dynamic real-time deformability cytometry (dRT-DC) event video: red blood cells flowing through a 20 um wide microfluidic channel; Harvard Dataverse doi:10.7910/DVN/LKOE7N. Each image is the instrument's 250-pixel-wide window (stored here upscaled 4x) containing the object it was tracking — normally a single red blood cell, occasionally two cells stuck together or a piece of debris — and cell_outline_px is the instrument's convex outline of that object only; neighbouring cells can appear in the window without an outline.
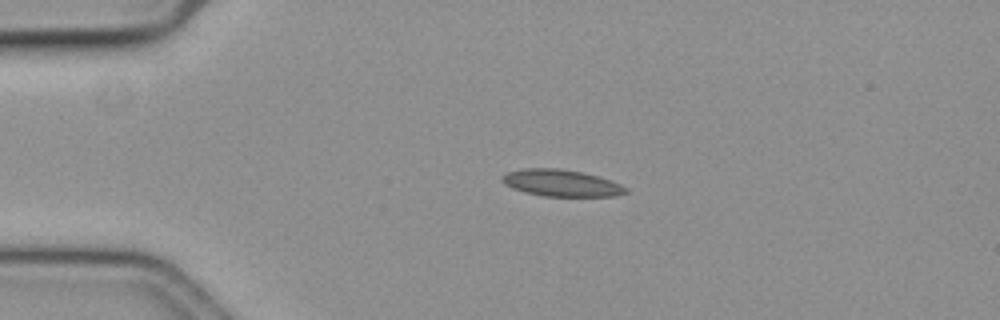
{"species": "common noctule bat (a hibernating species)", "species_latin": "Nyctalus noctula", "temperature_condition": "cold", "stored_images_in_passage": 33, "camera_frame_rate_fps": 3000, "um_per_image_px": 0.085, "animal": {"sex": "female", "body_mass_g": 19.3, "forearm_length_mm": 54.1}, "frame": {"image": 1, "passage_image": 1, "time_ms": 0.0, "image_size_px": [1000, 320], "cell_outline_px": [[628, 192], [616, 196], [544, 196], [524, 192], [512, 188], [504, 184], [500, 180], [500, 176], [508, 172], [524, 168], [560, 168], [584, 172], [620, 184], [628, 188]], "centroid_in_image_um": [47.67, 15.55], "position_along_channel_um": 37.3, "area_um2": 19.36}}
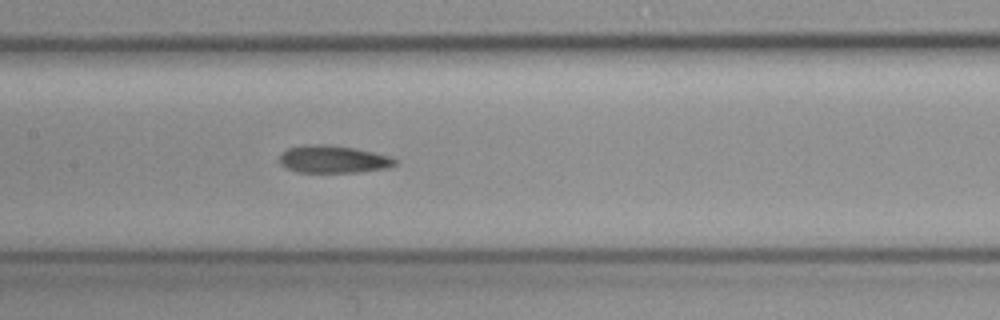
{"frame": {"image": 2, "passage_image": 16, "time_ms": 5.0, "image_size_px": [1000, 320], "cell_outline_px": [[396, 164], [388, 168], [360, 172], [296, 172], [284, 168], [280, 164], [280, 156], [288, 148], [312, 144], [324, 144], [352, 148], [372, 152], [388, 156], [396, 160]], "centroid_in_image_um": [28.3, 13.55], "position_along_channel_um": 179.1, "area_um2": 18.32}}
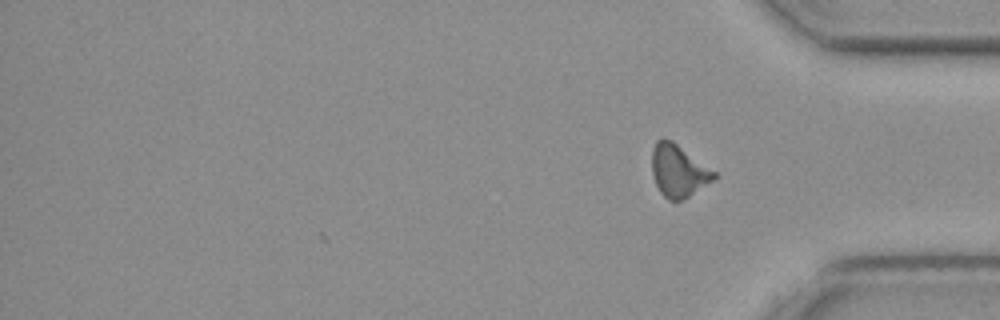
{"frame": {"image": 3, "passage_image": 33, "time_ms": 10.667, "image_size_px": [1000, 320], "cell_outline_px": [[720, 176], [684, 200], [668, 200], [660, 192], [652, 176], [652, 148], [656, 140], [664, 136], [672, 140], [716, 172]], "centroid_in_image_um": [57.67, 14.5], "position_along_channel_um": 377.5, "area_um2": 19.25}, "authors_computed_cell_mechanics": {"area_um2": 18.8428, "velocity_mm_per_s": 3.601, "shape_relaxation_time_tau1_ms": null, "shape_relaxation_time_tau2_ms": 5.7527, "deformation_change_tau1": null, "deformation_change_tau2": 0.1196}}